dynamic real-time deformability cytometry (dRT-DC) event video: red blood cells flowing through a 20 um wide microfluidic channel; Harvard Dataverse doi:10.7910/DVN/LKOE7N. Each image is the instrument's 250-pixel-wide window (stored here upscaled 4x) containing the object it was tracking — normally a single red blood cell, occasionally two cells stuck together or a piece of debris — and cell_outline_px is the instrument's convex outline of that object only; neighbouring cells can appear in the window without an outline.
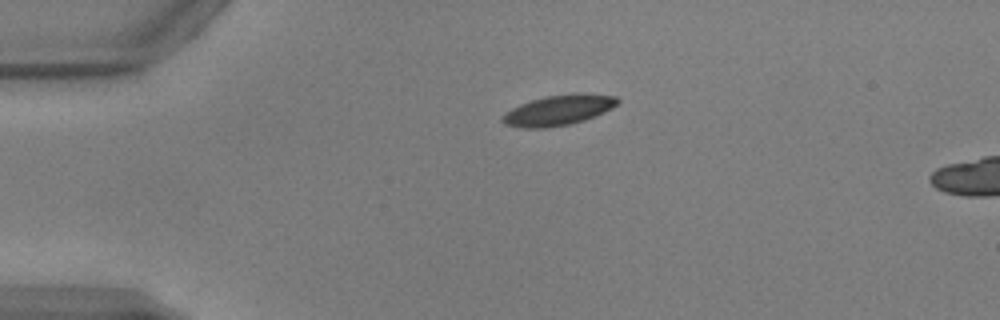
{"species": "common noctule bat (a hibernating species)", "species_latin": "Nyctalus noctula", "temperature_condition": "warm", "stored_images_in_passage": 5, "camera_frame_rate_fps": 3000, "um_per_image_px": 0.085, "animal": {"sex": "male", "body_mass_g": 17.9, "forearm_length_mm": 54.2}, "frame": {"image": 1, "passage_image": 1, "time_ms": 0.0, "image_size_px": [1000, 320], "cell_outline_px": [[620, 100], [612, 108], [604, 112], [584, 120], [568, 124], [544, 128], [524, 128], [504, 124], [500, 120], [500, 116], [512, 108], [520, 104], [544, 96], [572, 92], [616, 96]], "centroid_in_image_um": [47.44, 9.35], "position_along_channel_um": 37.6, "area_um2": 20.4}}